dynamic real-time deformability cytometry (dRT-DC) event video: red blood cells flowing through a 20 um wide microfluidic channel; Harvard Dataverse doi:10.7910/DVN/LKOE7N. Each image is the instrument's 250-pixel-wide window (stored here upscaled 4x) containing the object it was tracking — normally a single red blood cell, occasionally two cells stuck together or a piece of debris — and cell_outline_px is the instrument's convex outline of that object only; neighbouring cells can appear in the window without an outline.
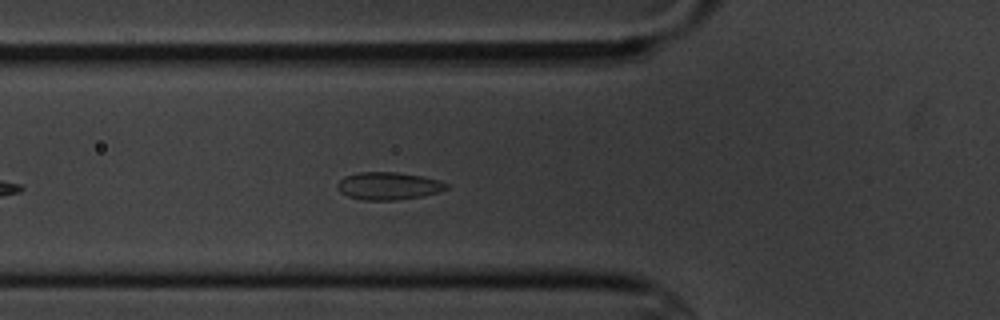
{"species": "common noctule bat (a hibernating species)", "species_latin": "Nyctalus noctula", "temperature_condition": "cold", "stored_images_in_passage": 6, "camera_frame_rate_fps": 3000, "um_per_image_px": 0.085, "animal": {"sex": "male", "body_mass_g": 20.1, "forearm_length_mm": 53.5}, "frame": {"image": 1, "passage_image": 6, "time_ms": 5.667, "image_size_px": [1000, 320], "cell_outline_px": [[448, 188], [440, 192], [424, 196], [396, 200], [360, 200], [348, 196], [340, 192], [336, 188], [336, 184], [344, 176], [360, 172], [396, 172], [424, 176], [448, 184]], "centroid_in_image_um": [33.0, 15.81], "position_along_channel_um": 92.8, "area_um2": 17.69}}